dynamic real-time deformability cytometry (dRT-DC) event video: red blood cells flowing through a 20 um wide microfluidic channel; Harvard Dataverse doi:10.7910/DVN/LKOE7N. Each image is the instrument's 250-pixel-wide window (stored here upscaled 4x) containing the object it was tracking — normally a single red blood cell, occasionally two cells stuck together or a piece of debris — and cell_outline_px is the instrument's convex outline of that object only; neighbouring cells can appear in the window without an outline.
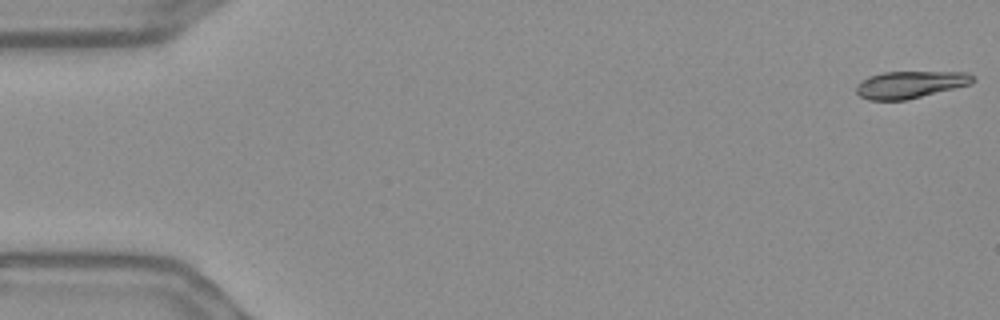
{"species": "Egyptian fruit bat (a non-hibernating species)", "species_latin": "Rousettus aegyptiacus", "temperature_condition": "warm", "stored_images_in_passage": 56, "camera_frame_rate_fps": 3000, "um_per_image_px": 0.085, "frame": {"image": 1, "passage_image": 1, "time_ms": 0.0, "image_size_px": [1000, 320], "cell_outline_px": [[976, 80], [972, 84], [904, 100], [868, 100], [860, 96], [856, 92], [856, 84], [860, 80], [868, 76], [884, 72], [968, 72]], "centroid_in_image_um": [77.34, 7.18], "position_along_channel_um": 7.7, "area_um2": 18.44}}
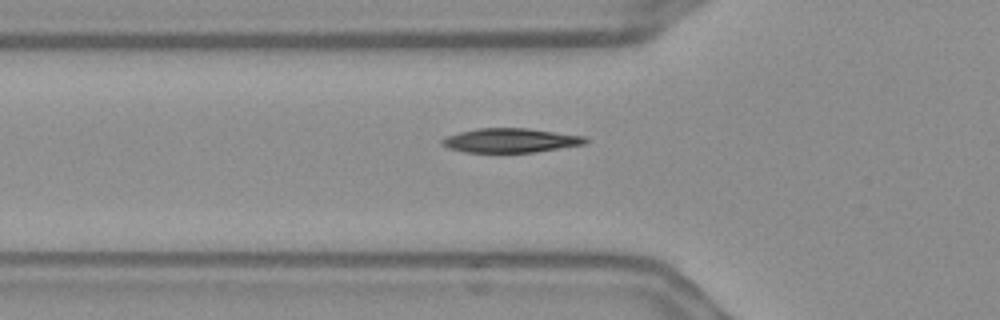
{"frame": {"image": 2, "passage_image": 19, "time_ms": 6.0, "image_size_px": [1000, 320], "cell_outline_px": [[588, 140], [584, 144], [536, 152], [464, 152], [448, 148], [440, 144], [440, 140], [448, 136], [460, 132], [476, 128], [528, 128], [584, 136]], "centroid_in_image_um": [43.36, 11.93], "position_along_channel_um": 82.4, "area_um2": 20.17}}
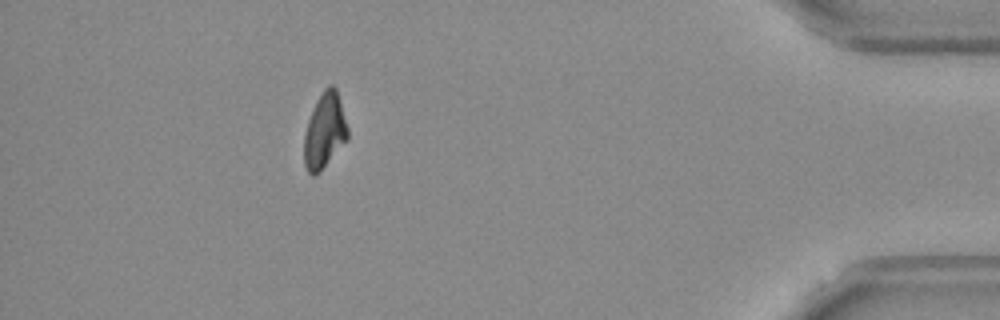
{"frame": {"image": 3, "passage_image": 50, "time_ms": 16.333, "image_size_px": [1000, 320], "cell_outline_px": [[348, 140], [320, 172], [316, 176], [312, 176], [308, 172], [304, 164], [304, 132], [308, 120], [316, 100], [324, 88], [328, 84], [332, 84], [336, 88], [348, 128]], "centroid_in_image_um": [27.58, 11.14], "position_along_channel_um": 407.6, "area_um2": 19.36}, "authors_computed_cell_mechanics": {"area_um2": 19.6809, "velocity_mm_per_s": 3.6583, "shape_relaxation_time_tau1_ms": 10.0946, "shape_relaxation_time_tau2_ms": 2.8141, "deformation_change_tau1": 0.2541, "deformation_change_tau2": 0.0706}}